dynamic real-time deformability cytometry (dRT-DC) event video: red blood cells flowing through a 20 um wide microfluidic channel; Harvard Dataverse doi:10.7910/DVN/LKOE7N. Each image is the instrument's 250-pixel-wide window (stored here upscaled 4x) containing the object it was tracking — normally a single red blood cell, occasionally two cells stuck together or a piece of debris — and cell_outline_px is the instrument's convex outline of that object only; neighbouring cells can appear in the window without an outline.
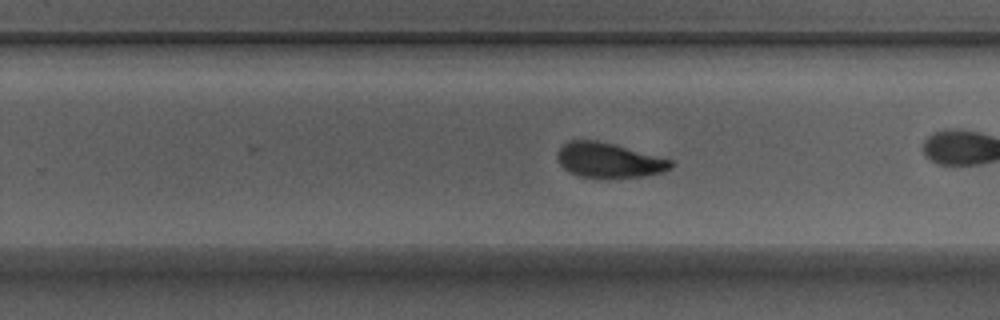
{"species": "Egyptian fruit bat (a non-hibernating species)", "species_latin": "Rousettus aegyptiacus", "temperature_condition": "warm", "stored_images_in_passage": 38, "camera_frame_rate_fps": 3000, "um_per_image_px": 0.085, "animal": {"sex": "male"}, "frame": {"image": 1, "passage_image": 17, "time_ms": 5.333, "image_size_px": [1000, 320], "cell_outline_px": [[672, 168], [664, 172], [644, 176], [580, 176], [568, 172], [560, 164], [556, 156], [560, 148], [568, 140], [596, 140], [612, 144], [672, 160]], "centroid_in_image_um": [51.73, 13.6], "position_along_channel_um": 278.1, "area_um2": 22.43}}
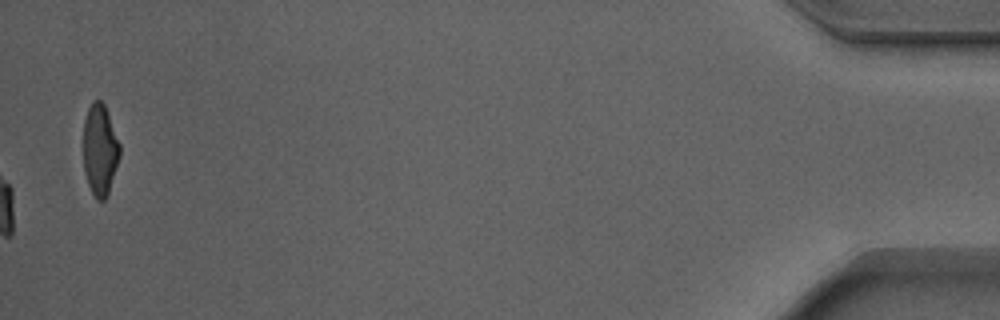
{"frame": {"image": 2, "passage_image": 38, "time_ms": 12.333, "image_size_px": [1000, 320], "cell_outline_px": [[120, 156], [108, 196], [104, 200], [96, 200], [88, 184], [84, 172], [84, 120], [88, 108], [92, 100], [100, 100], [104, 104], [120, 144]], "centroid_in_image_um": [8.5, 12.76], "position_along_channel_um": 426.7, "area_um2": 19.42}, "authors_computed_cell_mechanics": {"area_um2": 23.9292, "velocity_mm_per_s": 3.8718, "shape_relaxation_time_tau1_ms": 2.4501, "shape_relaxation_time_tau2_ms": 1.136, "deformation_change_tau1": 0.1303, "deformation_change_tau2": 0.0629}}